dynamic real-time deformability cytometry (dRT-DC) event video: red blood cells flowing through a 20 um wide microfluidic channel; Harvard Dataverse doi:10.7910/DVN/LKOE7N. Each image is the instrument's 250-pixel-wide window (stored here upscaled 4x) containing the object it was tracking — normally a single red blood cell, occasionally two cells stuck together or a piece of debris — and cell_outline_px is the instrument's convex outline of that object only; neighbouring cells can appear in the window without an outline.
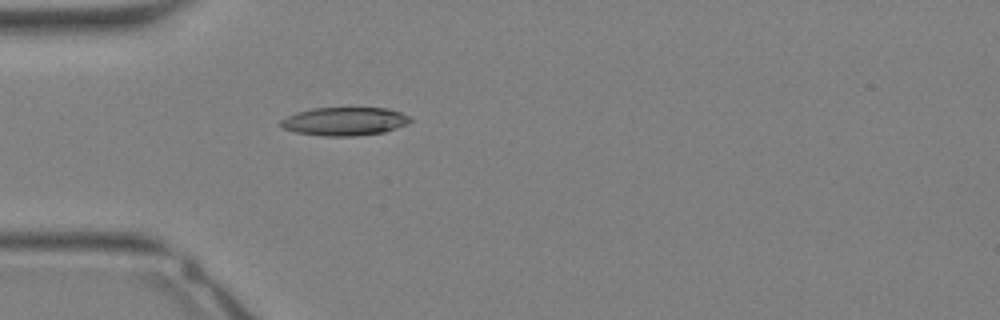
{"species": "Egyptian fruit bat (a non-hibernating species)", "species_latin": "Rousettus aegyptiacus", "temperature_condition": "warm", "stored_images_in_passage": 35, "camera_frame_rate_fps": 3000, "um_per_image_px": 0.085, "animal": {"sex": "female"}, "frame": {"image": 1, "passage_image": 11, "time_ms": 3.333, "image_size_px": [1000, 320], "cell_outline_px": [[412, 120], [408, 124], [384, 132], [356, 136], [324, 136], [296, 132], [284, 128], [280, 124], [280, 120], [296, 112], [312, 108], [388, 108], [400, 112], [408, 116]], "centroid_in_image_um": [29.3, 10.31], "position_along_channel_um": 55.7, "area_um2": 21.33}}
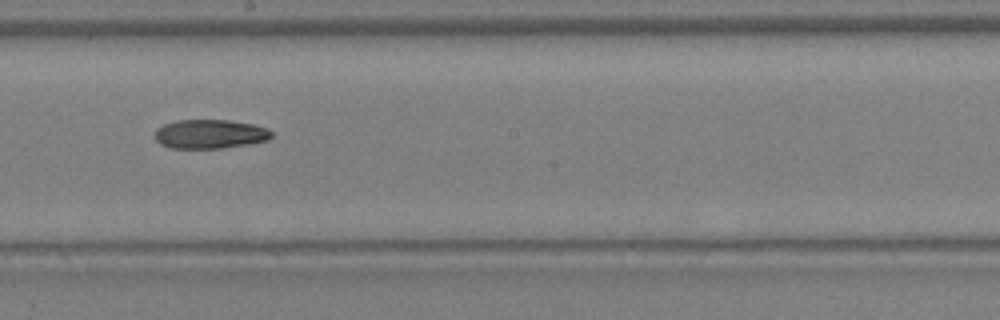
{"frame": {"image": 2, "passage_image": 20, "time_ms": 6.333, "image_size_px": [1000, 320], "cell_outline_px": [[276, 136], [268, 140], [248, 144], [220, 148], [172, 148], [160, 144], [156, 140], [156, 128], [164, 124], [176, 120], [228, 120], [252, 124], [268, 128]], "centroid_in_image_um": [17.88, 11.39], "position_along_channel_um": 230.3, "area_um2": 19.83}}
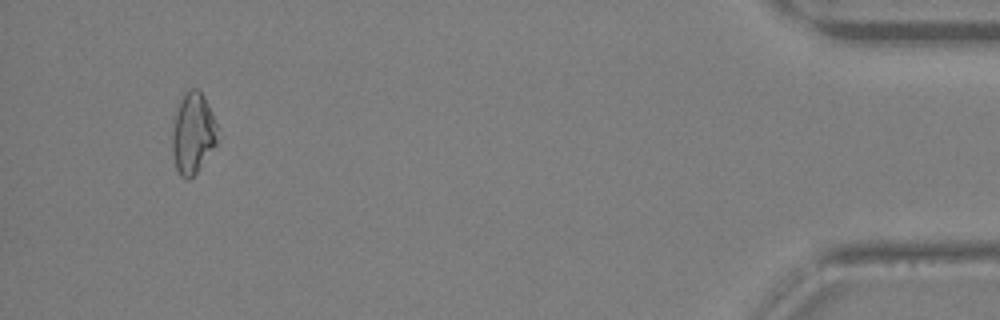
{"frame": {"image": 3, "passage_image": 33, "time_ms": 10.667, "image_size_px": [1000, 320], "cell_outline_px": [[216, 144], [196, 172], [188, 180], [180, 176], [176, 168], [172, 152], [172, 132], [176, 112], [180, 100], [184, 92], [188, 88], [196, 88], [204, 96], [208, 104], [216, 124]], "centroid_in_image_um": [16.37, 11.31], "position_along_channel_um": 418.8, "area_um2": 21.04}}